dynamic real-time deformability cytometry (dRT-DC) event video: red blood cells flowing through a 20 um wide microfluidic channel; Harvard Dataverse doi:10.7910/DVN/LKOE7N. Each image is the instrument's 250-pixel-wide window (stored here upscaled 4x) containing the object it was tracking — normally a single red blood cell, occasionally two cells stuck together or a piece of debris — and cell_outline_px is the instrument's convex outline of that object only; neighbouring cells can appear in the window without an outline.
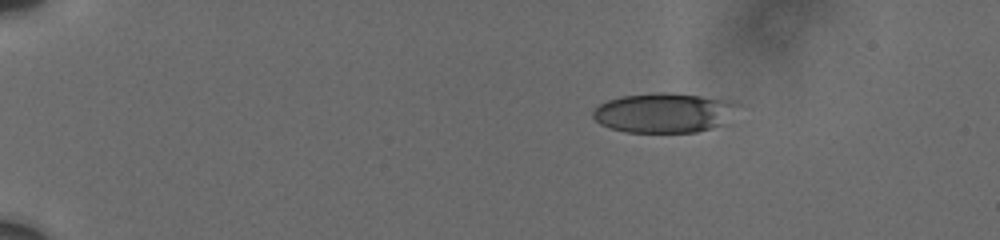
{"species": "human", "species_latin": "Homo sapiens", "temperature_condition": "cold", "stored_images_in_passage": 5, "camera_frame_rate_fps": 3000, "um_per_image_px": 0.085, "donor": {"sex": "male"}, "frame": {"image": 1, "passage_image": 1, "time_ms": 0.0, "image_size_px": [1000, 240], "cell_outline_px": [[740, 104], [720, 124], [696, 132], [628, 132], [612, 128], [600, 124], [592, 116], [592, 112], [600, 104], [608, 100], [620, 96], [656, 92], [668, 92], [736, 100]], "centroid_in_image_um": [56.41, 9.56], "position_along_channel_um": 28.6, "area_um2": 33.23}}
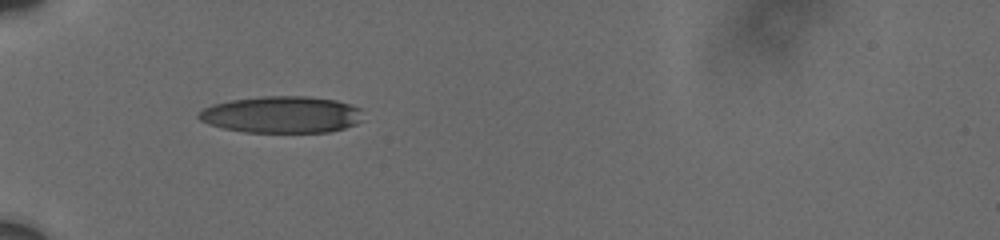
{"frame": {"image": 2, "passage_image": 4, "time_ms": 3.333, "image_size_px": [1000, 240], "cell_outline_px": [[360, 120], [356, 124], [344, 128], [328, 132], [244, 132], [224, 128], [208, 124], [200, 120], [196, 116], [204, 108], [212, 104], [232, 100], [260, 96], [308, 96], [336, 100], [360, 108]], "centroid_in_image_um": [23.91, 9.74], "position_along_channel_um": 61.1, "area_um2": 35.08}}